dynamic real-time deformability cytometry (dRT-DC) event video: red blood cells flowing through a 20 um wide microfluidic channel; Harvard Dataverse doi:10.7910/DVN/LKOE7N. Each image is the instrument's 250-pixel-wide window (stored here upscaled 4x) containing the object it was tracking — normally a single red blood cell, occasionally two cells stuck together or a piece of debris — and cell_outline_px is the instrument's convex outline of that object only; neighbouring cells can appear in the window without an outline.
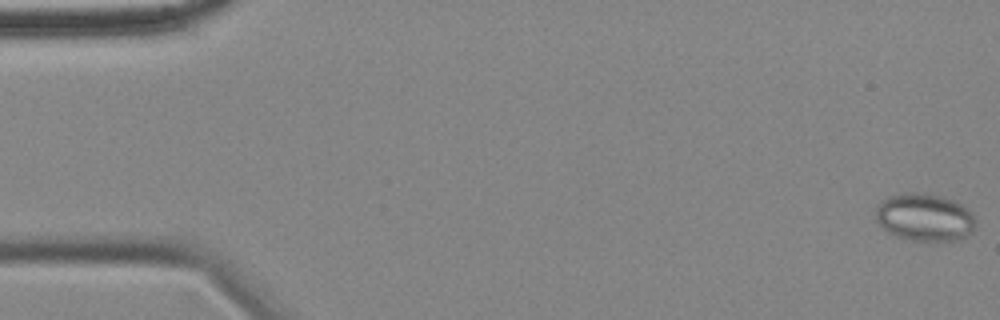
{"species": "common noctule bat (a hibernating species)", "species_latin": "Nyctalus noctula", "temperature_condition": "cold", "stored_images_in_passage": 57, "camera_frame_rate_fps": 3000, "um_per_image_px": 0.085, "animal": {"sex": "female", "body_mass_g": 18.4}, "frame": {"image": 1, "passage_image": 1, "time_ms": 0.0, "image_size_px": [1000, 320], "cell_outline_px": [[976, 220], [972, 228], [964, 236], [940, 244], [908, 240], [896, 236], [888, 232], [876, 220], [876, 204], [880, 200], [888, 196], [904, 192], [924, 192], [944, 196], [968, 208]], "centroid_in_image_um": [78.55, 18.47], "position_along_channel_um": 6.5, "area_um2": 28.32}}
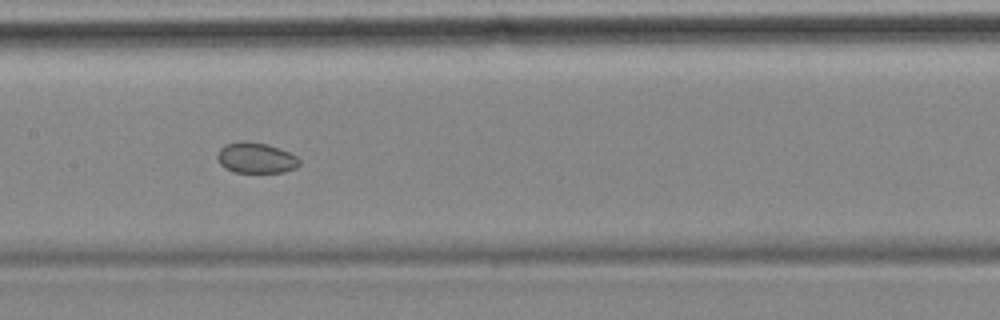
{"frame": {"image": 2, "passage_image": 28, "time_ms": 9.0, "image_size_px": [1000, 320], "cell_outline_px": [[300, 164], [296, 168], [284, 172], [236, 172], [224, 168], [220, 164], [216, 156], [220, 148], [224, 144], [240, 140], [244, 140], [264, 144], [288, 152], [296, 156], [300, 160]], "centroid_in_image_um": [21.72, 13.42], "position_along_channel_um": 185.7, "area_um2": 14.62}}
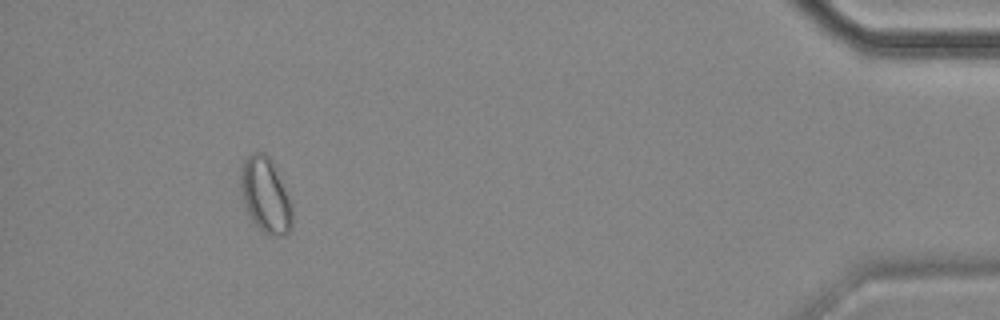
{"frame": {"image": 3, "passage_image": 53, "time_ms": 17.333, "image_size_px": [1000, 320], "cell_outline_px": [[292, 228], [284, 236], [268, 236], [252, 220], [248, 212], [244, 200], [240, 184], [240, 168], [248, 156], [252, 152], [264, 152], [268, 156], [272, 164], [292, 208]], "centroid_in_image_um": [22.55, 16.63], "position_along_channel_um": 412.7, "area_um2": 21.85}, "authors_computed_cell_mechanics": {"area_um2": 18.785, "velocity_mm_per_s": 3.4987, "shape_relaxation_time_tau1_ms": null, "shape_relaxation_time_tau2_ms": 4.9185, "deformation_change_tau1": null, "deformation_change_tau2": 0.0489}}